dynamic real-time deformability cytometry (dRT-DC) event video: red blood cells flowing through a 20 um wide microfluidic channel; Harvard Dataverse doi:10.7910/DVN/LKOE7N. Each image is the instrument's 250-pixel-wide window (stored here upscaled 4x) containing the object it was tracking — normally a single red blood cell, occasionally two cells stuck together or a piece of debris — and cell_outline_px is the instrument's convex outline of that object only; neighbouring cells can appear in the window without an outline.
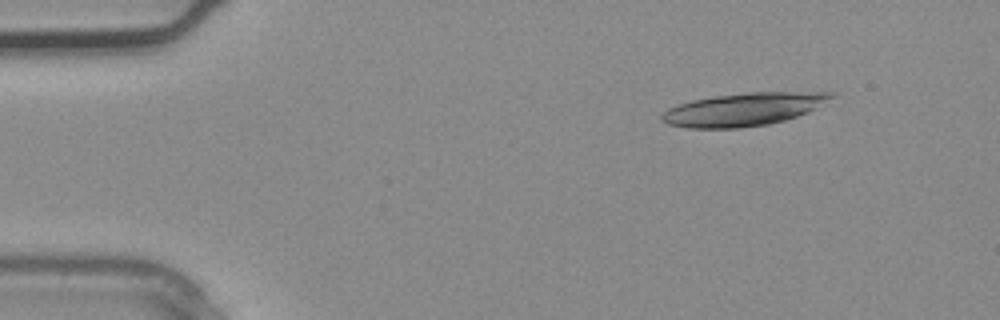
{"species": "common noctule bat (a hibernating species)", "species_latin": "Nyctalus noctula", "temperature_condition": "warm", "stored_images_in_passage": 3, "camera_frame_rate_fps": 3000, "um_per_image_px": 0.085, "animal": {"sex": "male", "body_mass_g": 20.4}, "frame": {"image": 1, "passage_image": 2, "time_ms": 0.333, "image_size_px": [1000, 320], "cell_outline_px": [[836, 96], [808, 112], [784, 120], [768, 124], [740, 128], [688, 128], [668, 124], [660, 120], [660, 116], [668, 108], [692, 100], [716, 96], [748, 92], [836, 92]], "centroid_in_image_um": [63.2, 9.29], "position_along_channel_um": 21.8, "area_um2": 32.37}}